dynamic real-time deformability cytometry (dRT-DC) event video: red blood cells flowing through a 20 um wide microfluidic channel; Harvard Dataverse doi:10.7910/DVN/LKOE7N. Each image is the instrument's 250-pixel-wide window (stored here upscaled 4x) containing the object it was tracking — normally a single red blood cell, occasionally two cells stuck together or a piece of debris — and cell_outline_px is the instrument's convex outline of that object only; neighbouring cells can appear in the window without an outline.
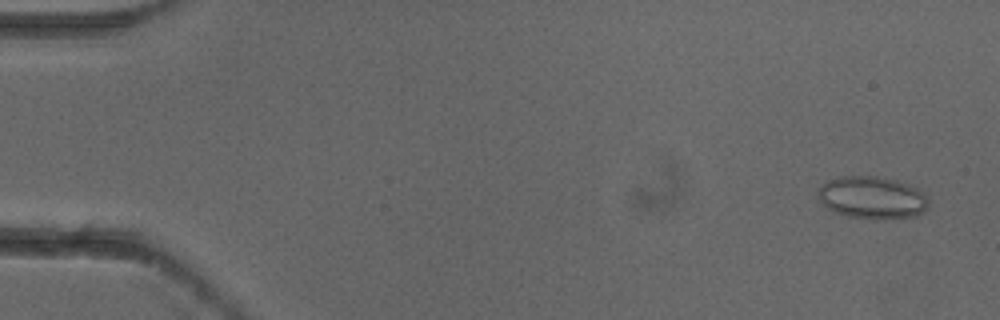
{"species": "common noctule bat (a hibernating species)", "species_latin": "Nyctalus noctula", "temperature_condition": "cold", "stored_images_in_passage": 6, "camera_frame_rate_fps": 3000, "um_per_image_px": 0.085, "animal": {"sex": "female"}, "frame": {"image": 1, "passage_image": 1, "time_ms": 0.0, "image_size_px": [1000, 320], "cell_outline_px": [[928, 208], [924, 212], [916, 216], [876, 220], [848, 216], [832, 212], [820, 200], [816, 192], [828, 180], [840, 176], [876, 176], [896, 180], [916, 188], [928, 200]], "centroid_in_image_um": [74.12, 16.81], "position_along_channel_um": 10.9, "area_um2": 27.34}}
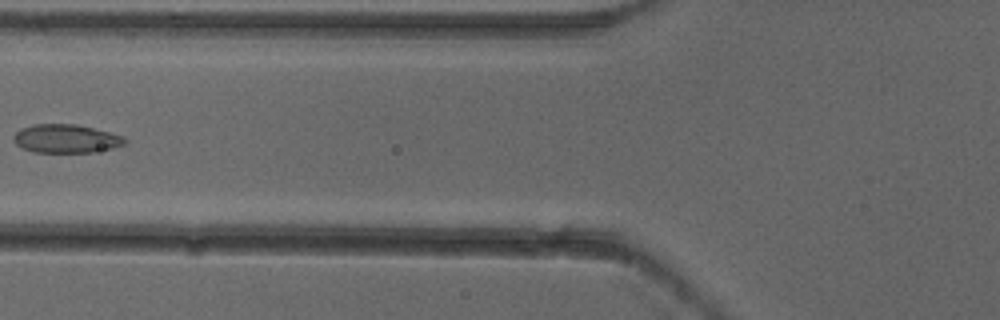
{"frame": {"image": 2, "passage_image": 5, "time_ms": 1.333, "image_size_px": [1000, 320], "cell_outline_px": [[128, 140], [124, 144], [112, 148], [92, 152], [32, 152], [16, 144], [12, 140], [12, 136], [20, 128], [36, 124], [76, 124], [124, 136]], "centroid_in_image_um": [5.58, 11.78], "position_along_channel_um": 120.2, "area_um2": 18.44}}
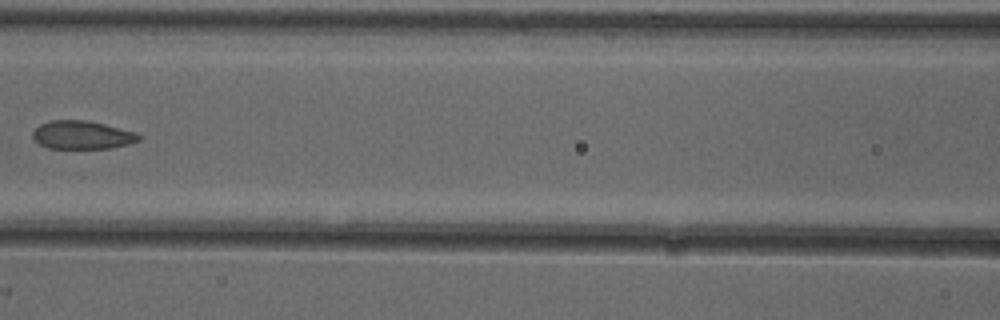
{"frame": {"image": 3, "passage_image": 6, "time_ms": 1.667, "image_size_px": [1000, 320], "cell_outline_px": [[140, 140], [128, 144], [112, 148], [48, 148], [40, 144], [32, 136], [32, 132], [40, 124], [48, 120], [84, 120], [104, 124], [136, 132], [140, 136]], "centroid_in_image_um": [6.97, 11.47], "position_along_channel_um": 159.6, "area_um2": 17.4}}